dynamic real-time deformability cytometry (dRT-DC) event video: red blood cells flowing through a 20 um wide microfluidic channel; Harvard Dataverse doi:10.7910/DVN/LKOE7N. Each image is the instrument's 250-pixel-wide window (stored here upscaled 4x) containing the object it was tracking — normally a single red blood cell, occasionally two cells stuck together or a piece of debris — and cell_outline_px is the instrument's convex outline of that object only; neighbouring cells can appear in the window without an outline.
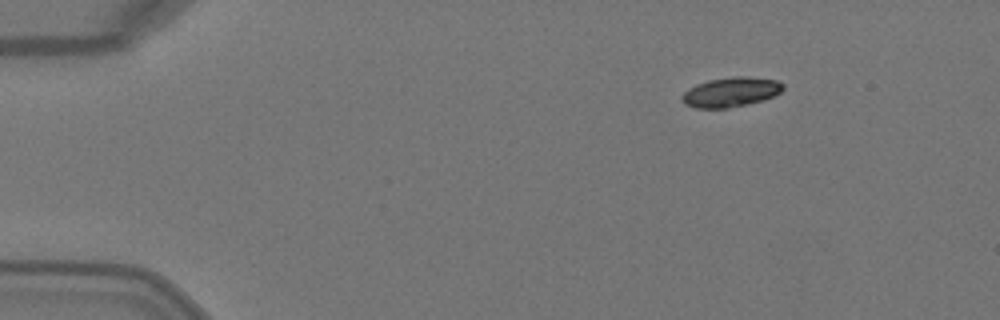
{"species": "Egyptian fruit bat (a non-hibernating species)", "species_latin": "Rousettus aegyptiacus", "temperature_condition": "warm", "stored_images_in_passage": 4, "camera_frame_rate_fps": 3000, "um_per_image_px": 0.085, "animal": {"sex": "female"}, "frame": {"image": 1, "passage_image": 1, "time_ms": 0.0, "image_size_px": [1000, 320], "cell_outline_px": [[784, 88], [780, 92], [764, 100], [728, 108], [696, 108], [684, 104], [680, 96], [688, 88], [696, 84], [708, 80], [732, 76], [748, 76], [776, 80], [784, 84]], "centroid_in_image_um": [62.1, 7.82], "position_along_channel_um": 22.9, "area_um2": 17.57}}
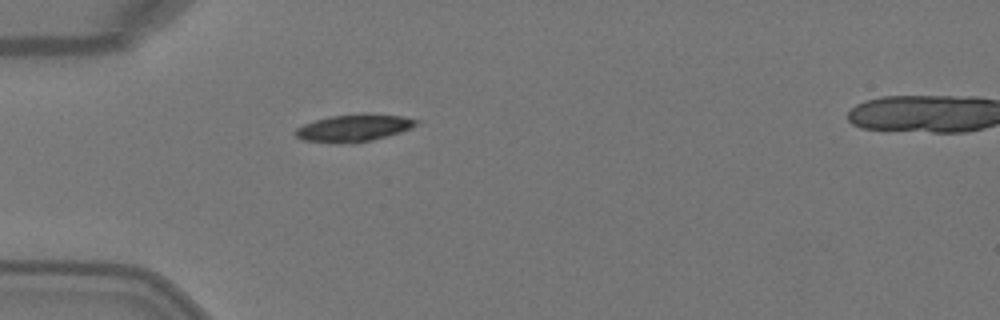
{"frame": {"image": 2, "passage_image": 3, "time_ms": 0.667, "image_size_px": [1000, 320], "cell_outline_px": [[420, 120], [412, 128], [400, 132], [368, 140], [340, 144], [304, 140], [296, 136], [292, 132], [296, 128], [304, 124], [328, 116], [364, 112], [404, 116]], "centroid_in_image_um": [30.06, 10.84], "position_along_channel_um": 54.9, "area_um2": 19.31}}